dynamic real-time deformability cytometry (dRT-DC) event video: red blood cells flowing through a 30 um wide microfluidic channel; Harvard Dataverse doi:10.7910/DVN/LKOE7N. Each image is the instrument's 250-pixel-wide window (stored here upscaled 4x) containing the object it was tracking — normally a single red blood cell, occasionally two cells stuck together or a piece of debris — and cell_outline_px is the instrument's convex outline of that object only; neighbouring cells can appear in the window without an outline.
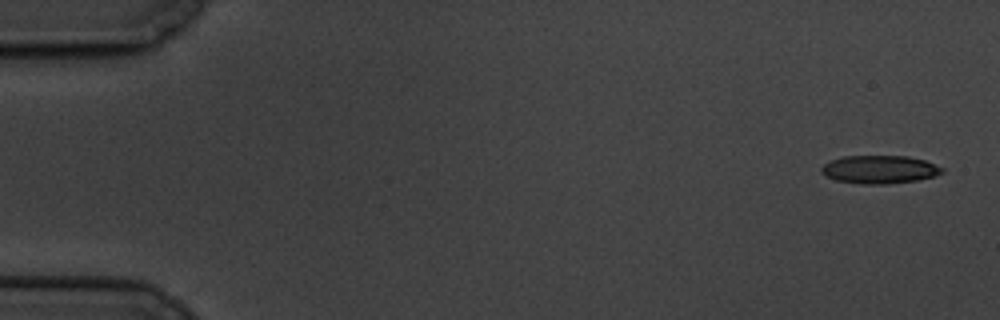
{"species": "common noctule bat (a hibernating species)", "species_latin": "Nyctalus noctula", "temperature_condition": "cold", "stored_images_in_passage": 5, "camera_frame_rate_fps": 3000, "um_per_image_px": 0.085, "animal": {"sex": "male", "body_mass_g": 19.5, "forearm_length_mm": 54.6}, "frame": {"image": 1, "passage_image": 1, "time_ms": 0.0, "image_size_px": [1000, 320], "cell_outline_px": [[944, 172], [936, 176], [916, 180], [888, 184], [860, 184], [836, 180], [820, 172], [820, 168], [824, 164], [832, 160], [844, 156], [908, 156], [924, 160], [944, 168]], "centroid_in_image_um": [74.78, 14.41], "position_along_channel_um": 10.2, "area_um2": 19.77}}
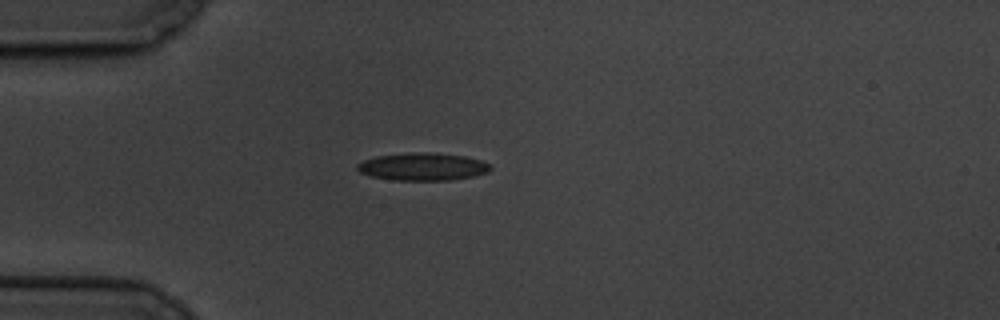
{"frame": {"image": 2, "passage_image": 5, "time_ms": 4.667, "image_size_px": [1000, 320], "cell_outline_px": [[492, 168], [488, 172], [472, 176], [448, 180], [392, 180], [368, 176], [360, 172], [356, 168], [356, 164], [364, 160], [376, 156], [408, 152], [436, 152], [464, 156], [480, 160], [488, 164]], "centroid_in_image_um": [35.88, 14.16], "position_along_channel_um": 49.1, "area_um2": 21.56}}